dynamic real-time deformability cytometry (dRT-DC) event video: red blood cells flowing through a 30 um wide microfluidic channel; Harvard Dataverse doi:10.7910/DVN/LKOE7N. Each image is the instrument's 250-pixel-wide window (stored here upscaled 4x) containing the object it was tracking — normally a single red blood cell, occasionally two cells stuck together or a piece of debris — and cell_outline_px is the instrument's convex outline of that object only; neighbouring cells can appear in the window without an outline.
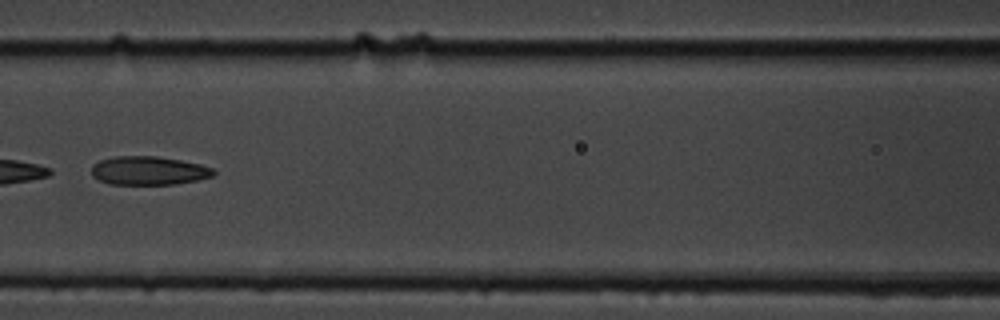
{"species": "common noctule bat (a hibernating species)", "species_latin": "Nyctalus noctula", "temperature_condition": "cold", "stored_images_in_passage": 9, "camera_frame_rate_fps": 3000, "um_per_image_px": 0.085, "animal": {"sex": "male", "body_mass_g": 19.5, "forearm_length_mm": 54.6}, "frame": {"image": 1, "passage_image": 8, "time_ms": 8.0, "image_size_px": [1000, 320], "cell_outline_px": [[216, 172], [212, 176], [196, 180], [176, 184], [108, 184], [92, 176], [92, 164], [100, 160], [116, 156], [156, 156], [180, 160], [200, 164], [212, 168]], "centroid_in_image_um": [12.62, 14.5], "position_along_channel_um": 154.0, "area_um2": 20.29}}
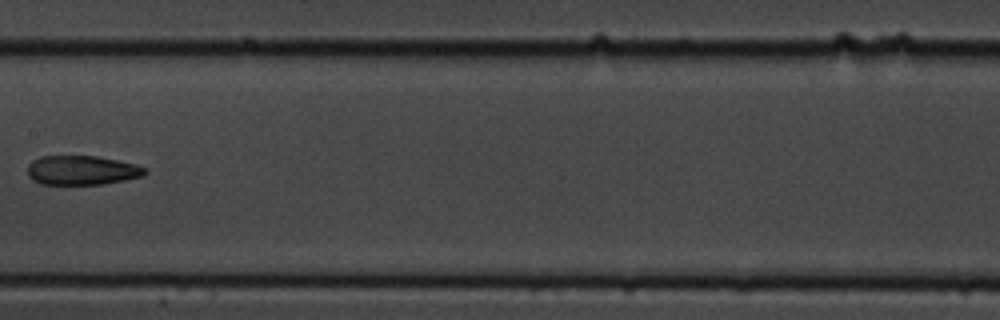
{"frame": {"image": 2, "passage_image": 9, "time_ms": 9.333, "image_size_px": [1000, 320], "cell_outline_px": [[148, 172], [144, 176], [104, 184], [40, 184], [32, 180], [28, 176], [28, 164], [32, 160], [40, 156], [96, 156], [136, 164], [148, 168]], "centroid_in_image_um": [6.97, 14.47], "position_along_channel_um": 200.4, "area_um2": 20.23}}